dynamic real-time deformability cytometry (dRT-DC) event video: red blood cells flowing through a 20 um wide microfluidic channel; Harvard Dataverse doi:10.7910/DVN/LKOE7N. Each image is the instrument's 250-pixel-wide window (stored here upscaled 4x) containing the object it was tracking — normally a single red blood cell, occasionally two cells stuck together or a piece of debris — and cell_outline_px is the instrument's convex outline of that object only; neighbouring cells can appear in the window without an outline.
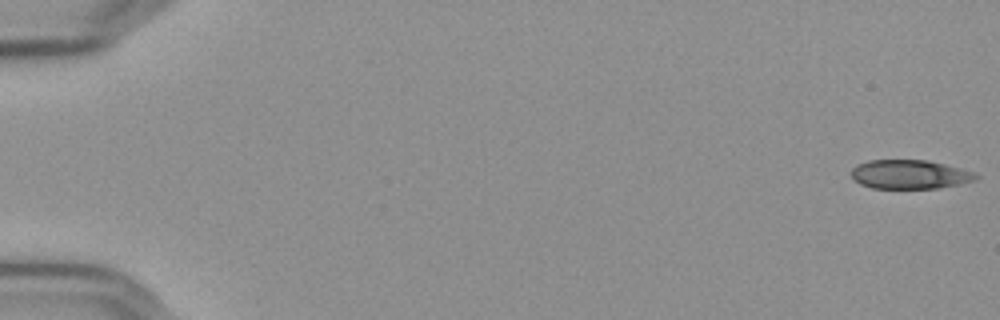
{"species": "Egyptian fruit bat (a non-hibernating species)", "species_latin": "Rousettus aegyptiacus", "temperature_condition": "cold", "stored_images_in_passage": 56, "camera_frame_rate_fps": 3000, "um_per_image_px": 0.085, "frame": {"image": 1, "passage_image": 1, "time_ms": 0.0, "image_size_px": [1000, 320], "cell_outline_px": [[980, 176], [976, 180], [960, 184], [940, 188], [872, 188], [860, 184], [852, 180], [852, 168], [856, 164], [868, 160], [928, 160], [960, 168], [972, 172]], "centroid_in_image_um": [77.3, 14.82], "position_along_channel_um": 7.7, "area_um2": 21.15}}
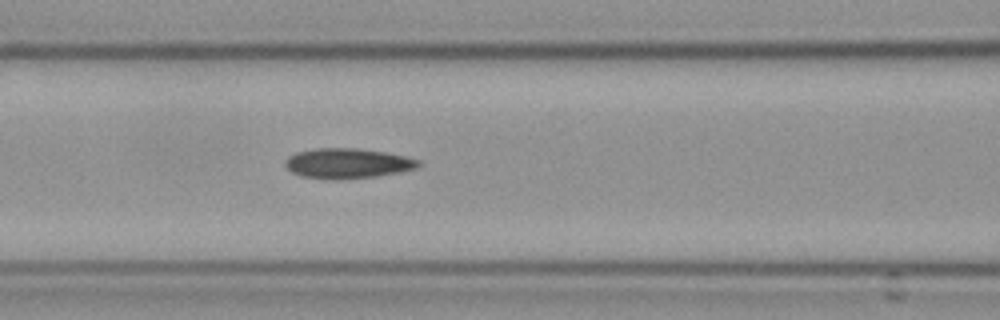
{"frame": {"image": 2, "passage_image": 25, "time_ms": 8.0, "image_size_px": [1000, 320], "cell_outline_px": [[420, 164], [416, 168], [376, 176], [332, 180], [304, 176], [292, 172], [284, 164], [288, 156], [296, 152], [316, 148], [356, 148], [384, 152], [404, 156], [420, 160]], "centroid_in_image_um": [29.51, 13.88], "position_along_channel_um": 137.1, "area_um2": 23.06}}
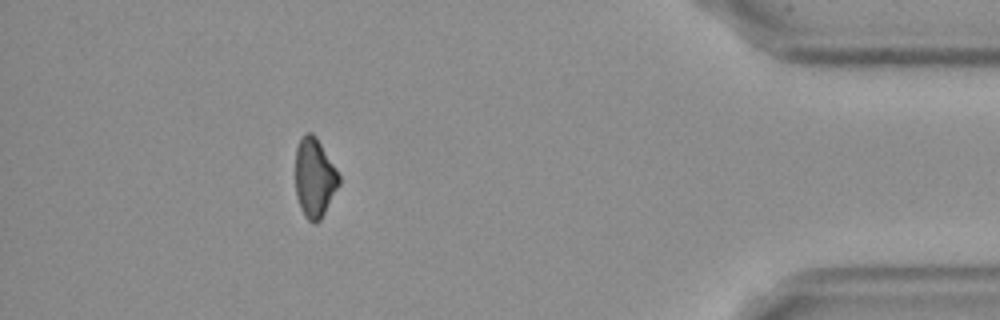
{"frame": {"image": 3, "passage_image": 51, "time_ms": 16.667, "image_size_px": [1000, 320], "cell_outline_px": [[340, 184], [320, 220], [316, 224], [308, 220], [304, 216], [300, 208], [296, 196], [296, 148], [300, 136], [304, 132], [312, 132], [316, 136], [336, 168], [340, 176]], "centroid_in_image_um": [26.73, 15.09], "position_along_channel_um": 408.5, "area_um2": 20.29}, "authors_computed_cell_mechanics": {"area_um2": 22.3686, "velocity_mm_per_s": 3.6436, "shape_relaxation_time_tau1_ms": 5.9662, "shape_relaxation_time_tau2_ms": 7.4861, "deformation_change_tau1": 0.1078, "deformation_change_tau2": 0.1273}}